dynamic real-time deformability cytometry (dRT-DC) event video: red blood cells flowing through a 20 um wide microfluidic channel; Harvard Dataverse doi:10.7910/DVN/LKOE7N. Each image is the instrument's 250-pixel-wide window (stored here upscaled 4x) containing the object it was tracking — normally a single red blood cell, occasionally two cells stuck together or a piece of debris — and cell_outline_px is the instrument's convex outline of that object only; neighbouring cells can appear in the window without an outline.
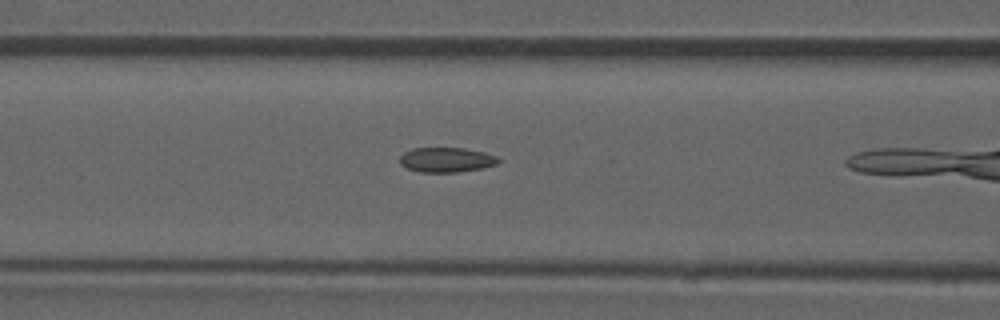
{"species": "common noctule bat (a hibernating species)", "species_latin": "Nyctalus noctula", "temperature_condition": "room temperature", "stored_images_in_passage": 9, "camera_frame_rate_fps": 3000, "um_per_image_px": 0.085, "animal": {"sex": "male", "forearm_length_mm": 52.5}, "frame": {"image": 1, "passage_image": 8, "time_ms": 2.333, "image_size_px": [1000, 320], "cell_outline_px": [[500, 164], [484, 168], [456, 172], [420, 172], [408, 168], [400, 164], [400, 156], [404, 152], [412, 148], [464, 148], [484, 152], [496, 156], [500, 160]], "centroid_in_image_um": [37.97, 13.58], "position_along_channel_um": 128.6, "area_um2": 14.33}}